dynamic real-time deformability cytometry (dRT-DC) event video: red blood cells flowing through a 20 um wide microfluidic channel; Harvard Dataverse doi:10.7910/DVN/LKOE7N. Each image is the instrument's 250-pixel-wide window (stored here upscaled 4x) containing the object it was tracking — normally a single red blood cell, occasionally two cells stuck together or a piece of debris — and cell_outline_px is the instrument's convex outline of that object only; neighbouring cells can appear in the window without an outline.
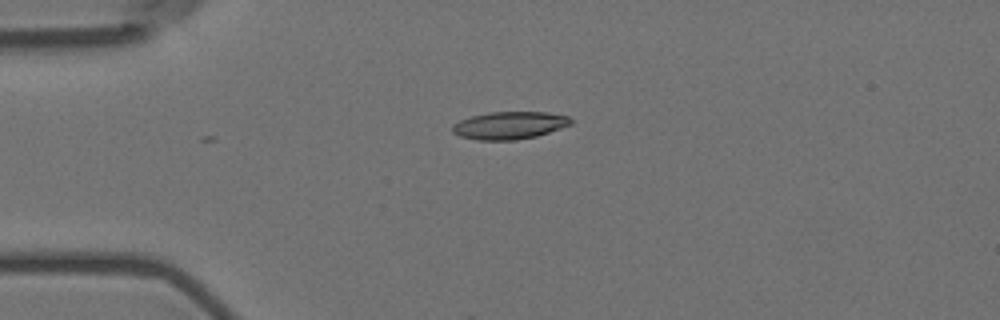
{"species": "Egyptian fruit bat (a non-hibernating species)", "species_latin": "Rousettus aegyptiacus", "temperature_condition": "room temperature", "stored_images_in_passage": 5, "camera_frame_rate_fps": 3000, "um_per_image_px": 0.085, "animal": {"sex": "female"}, "frame": {"image": 1, "passage_image": 3, "time_ms": 0.667, "image_size_px": [1000, 320], "cell_outline_px": [[572, 124], [536, 136], [516, 140], [476, 140], [460, 136], [452, 132], [452, 124], [460, 120], [472, 116], [488, 112], [548, 112], [568, 116], [572, 120]], "centroid_in_image_um": [43.28, 10.65], "position_along_channel_um": 41.7, "area_um2": 19.02}}